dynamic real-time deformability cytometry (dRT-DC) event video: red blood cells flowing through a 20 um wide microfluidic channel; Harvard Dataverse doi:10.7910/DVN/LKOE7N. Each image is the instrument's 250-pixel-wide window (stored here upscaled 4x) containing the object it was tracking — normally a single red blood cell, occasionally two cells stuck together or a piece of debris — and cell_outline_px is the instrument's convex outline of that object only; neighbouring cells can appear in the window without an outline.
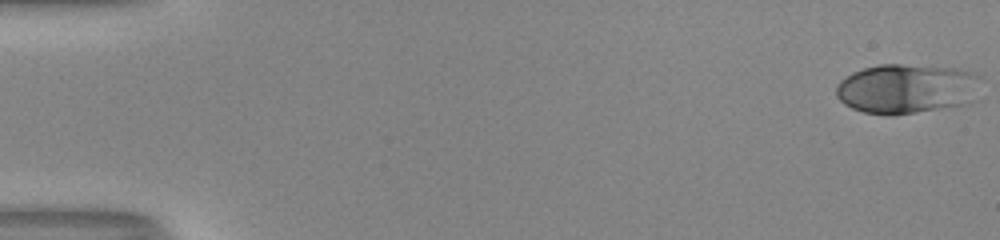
{"species": "human", "species_latin": "Homo sapiens", "temperature_condition": "room temperature", "stored_images_in_passage": 53, "camera_frame_rate_fps": 3000, "um_per_image_px": 0.085, "donor": {"sex": "male"}, "frame": {"image": 1, "passage_image": 1, "time_ms": 0.0, "image_size_px": [1000, 240], "cell_outline_px": [[980, 76], [956, 104], [916, 112], [892, 116], [888, 116], [864, 112], [852, 108], [844, 104], [836, 96], [836, 84], [840, 80], [852, 72], [864, 68], [880, 64], [900, 64], [956, 68], [976, 72]], "centroid_in_image_um": [76.81, 7.51], "position_along_channel_um": 8.2, "area_um2": 40.29}}
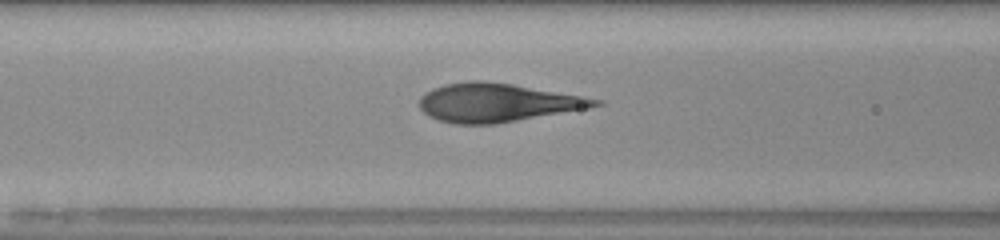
{"frame": {"image": 2, "passage_image": 23, "time_ms": 7.333, "image_size_px": [1000, 240], "cell_outline_px": [[604, 104], [588, 108], [496, 124], [456, 124], [440, 120], [428, 116], [420, 108], [420, 96], [432, 88], [444, 84], [468, 80], [484, 80], [512, 84], [584, 96], [604, 100]], "centroid_in_image_um": [42.26, 8.71], "position_along_channel_um": 124.3, "area_um2": 39.54}}
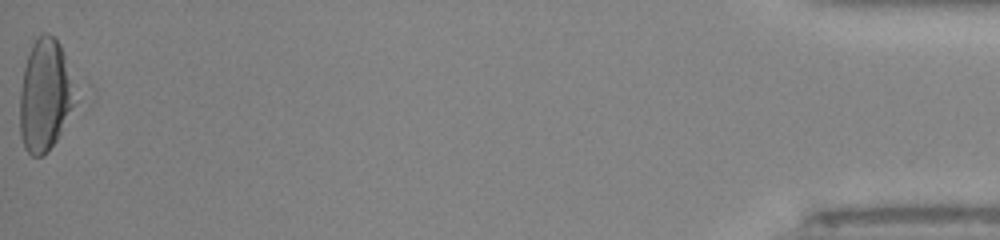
{"frame": {"image": 3, "passage_image": 53, "time_ms": 17.333, "image_size_px": [1000, 240], "cell_outline_px": [[72, 104], [60, 132], [56, 140], [44, 156], [32, 156], [24, 148], [20, 136], [20, 92], [24, 68], [28, 52], [36, 36], [44, 32], [48, 32], [60, 44], [64, 56]], "centroid_in_image_um": [3.71, 8.11], "position_along_channel_um": 431.5, "area_um2": 34.56}}